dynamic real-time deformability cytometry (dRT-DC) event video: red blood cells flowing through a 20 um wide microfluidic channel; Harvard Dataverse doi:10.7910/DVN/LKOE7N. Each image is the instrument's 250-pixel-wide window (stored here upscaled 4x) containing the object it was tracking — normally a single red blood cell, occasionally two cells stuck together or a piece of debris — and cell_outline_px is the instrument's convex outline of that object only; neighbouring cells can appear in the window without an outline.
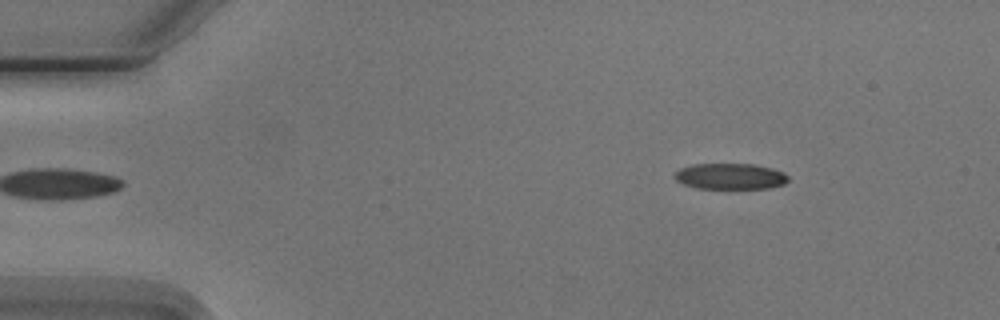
{"species": "Egyptian fruit bat (a non-hibernating species)", "species_latin": "Rousettus aegyptiacus", "temperature_condition": "cold", "stored_images_in_passage": 2, "camera_frame_rate_fps": 3000, "um_per_image_px": 0.085, "animal": {"sex": "male"}, "frame": {"image": 1, "passage_image": 2, "time_ms": 1.333, "image_size_px": [1000, 320], "cell_outline_px": [[788, 180], [784, 184], [768, 188], [696, 188], [684, 184], [676, 180], [672, 176], [680, 168], [692, 164], [752, 164], [772, 168], [784, 172], [788, 176]], "centroid_in_image_um": [62.06, 14.98], "position_along_channel_um": 22.9, "area_um2": 17.17}}